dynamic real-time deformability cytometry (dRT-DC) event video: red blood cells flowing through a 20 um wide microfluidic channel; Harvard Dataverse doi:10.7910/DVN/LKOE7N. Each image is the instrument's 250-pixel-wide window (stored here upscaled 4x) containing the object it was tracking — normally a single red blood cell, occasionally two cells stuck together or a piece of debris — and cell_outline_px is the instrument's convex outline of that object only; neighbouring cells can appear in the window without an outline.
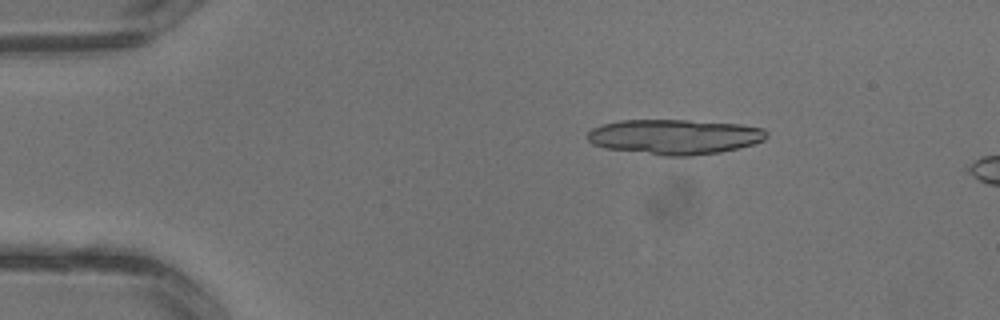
{"species": "common noctule bat (a hibernating species)", "species_latin": "Nyctalus noctula", "temperature_condition": "warm", "stored_images_in_passage": 2, "camera_frame_rate_fps": 3000, "um_per_image_px": 0.085, "animal": {"sex": "male", "body_mass_g": 13.3}, "frame": {"image": 1, "passage_image": 2, "time_ms": 0.333, "image_size_px": [1000, 320], "cell_outline_px": [[768, 136], [764, 140], [740, 148], [720, 152], [692, 156], [664, 156], [604, 148], [592, 144], [584, 136], [592, 128], [604, 124], [620, 120], [688, 120], [740, 124], [764, 128], [768, 132]], "centroid_in_image_um": [57.34, 11.63], "position_along_channel_um": 27.7, "area_um2": 36.93}}